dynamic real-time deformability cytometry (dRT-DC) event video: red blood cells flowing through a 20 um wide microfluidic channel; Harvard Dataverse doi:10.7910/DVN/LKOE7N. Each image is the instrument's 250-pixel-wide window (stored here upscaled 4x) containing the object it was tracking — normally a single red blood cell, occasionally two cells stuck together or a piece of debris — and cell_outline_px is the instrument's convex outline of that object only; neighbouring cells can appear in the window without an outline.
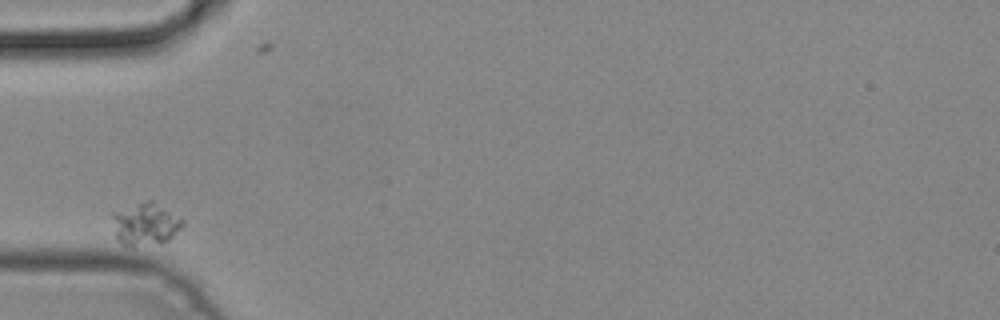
{"species": "common noctule bat (a hibernating species)", "species_latin": "Nyctalus noctula", "temperature_condition": "cold", "stored_images_in_passage": 4, "camera_frame_rate_fps": 3000, "um_per_image_px": 0.085, "animal": {"sex": "male", "body_mass_g": 19.2, "forearm_length_mm": 51.8}, "frame": {"image": 1, "passage_image": 1, "time_ms": 0.0, "image_size_px": [1000, 320], "cell_outline_px": [[184, 224], [168, 240], [132, 244], [120, 244], [116, 240], [112, 216], [112, 212], [144, 200], [152, 200], [184, 220]], "centroid_in_image_um": [12.32, 18.98], "position_along_channel_um": 72.7, "area_um2": 16.76}}
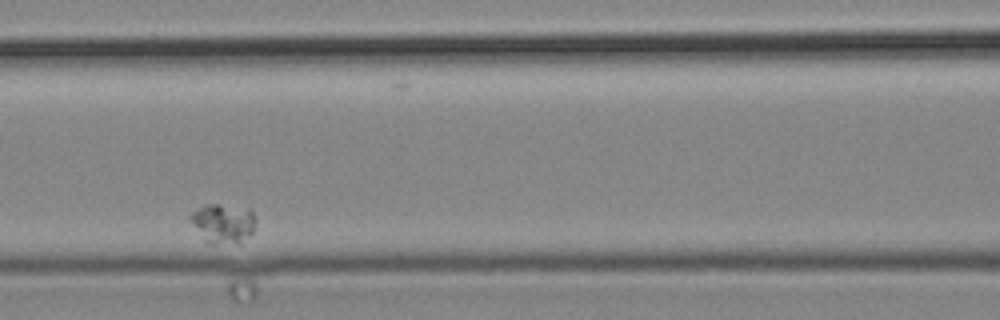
{"frame": {"image": 2, "passage_image": 3, "time_ms": 0.667, "image_size_px": [1000, 320], "cell_outline_px": [[256, 220], [252, 232], [244, 248], [240, 248], [208, 244], [204, 240], [188, 216], [192, 212], [204, 204], [220, 204], [248, 208], [256, 216]], "centroid_in_image_um": [19.04, 19.08], "position_along_channel_um": 147.6, "area_um2": 16.07}}
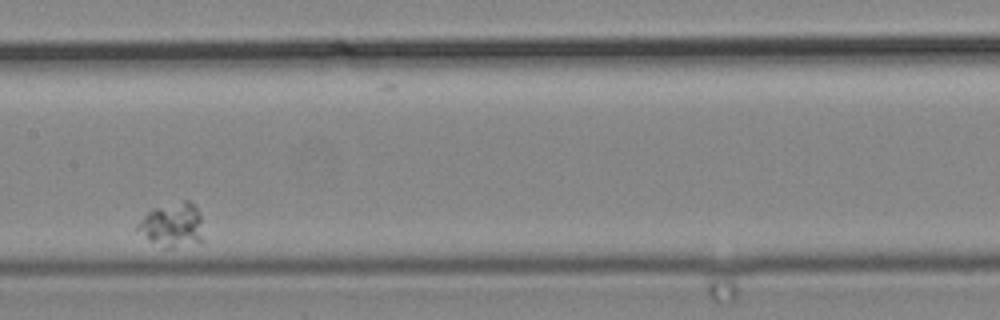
{"frame": {"image": 3, "passage_image": 4, "time_ms": 1.0, "image_size_px": [1000, 320], "cell_outline_px": [[204, 240], [172, 248], [164, 248], [152, 240], [136, 228], [136, 224], [152, 208], [184, 200], [188, 200], [196, 208], [200, 216]], "centroid_in_image_um": [14.67, 19.1], "position_along_channel_um": 192.7, "area_um2": 16.53}}